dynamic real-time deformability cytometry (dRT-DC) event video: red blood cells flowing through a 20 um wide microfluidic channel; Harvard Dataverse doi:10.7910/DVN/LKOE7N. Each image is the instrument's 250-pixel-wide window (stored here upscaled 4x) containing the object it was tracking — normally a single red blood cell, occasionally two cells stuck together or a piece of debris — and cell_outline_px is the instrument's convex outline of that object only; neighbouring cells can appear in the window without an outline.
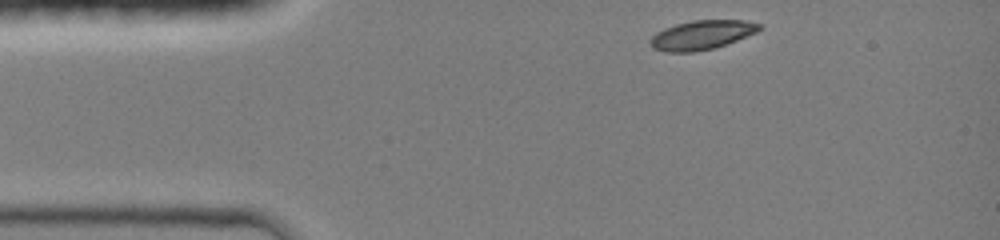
{"species": "common noctule bat (a hibernating species)", "species_latin": "Nyctalus noctula", "temperature_condition": "room temperature", "stored_images_in_passage": 8, "camera_frame_rate_fps": 3000, "um_per_image_px": 0.085, "animal": {"sex": "female", "body_mass_g": 19.0, "forearm_length_mm": 51.5}, "frame": {"image": 1, "passage_image": 1, "time_ms": 0.0, "image_size_px": [1000, 240], "cell_outline_px": [[764, 28], [756, 32], [716, 48], [692, 52], [664, 52], [652, 48], [648, 40], [656, 32], [664, 28], [676, 24], [692, 20], [744, 20], [764, 24]], "centroid_in_image_um": [59.65, 2.97], "position_along_channel_um": 25.4, "area_um2": 18.79}}
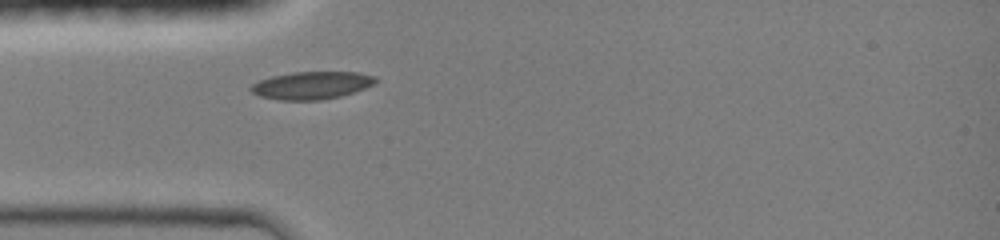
{"frame": {"image": 2, "passage_image": 8, "time_ms": 2.0, "image_size_px": [1000, 240], "cell_outline_px": [[376, 80], [372, 84], [364, 88], [340, 96], [320, 100], [280, 100], [260, 96], [252, 92], [248, 88], [252, 84], [260, 80], [272, 76], [292, 72], [360, 72], [376, 76]], "centroid_in_image_um": [26.46, 7.25], "position_along_channel_um": 58.5, "area_um2": 19.94}}